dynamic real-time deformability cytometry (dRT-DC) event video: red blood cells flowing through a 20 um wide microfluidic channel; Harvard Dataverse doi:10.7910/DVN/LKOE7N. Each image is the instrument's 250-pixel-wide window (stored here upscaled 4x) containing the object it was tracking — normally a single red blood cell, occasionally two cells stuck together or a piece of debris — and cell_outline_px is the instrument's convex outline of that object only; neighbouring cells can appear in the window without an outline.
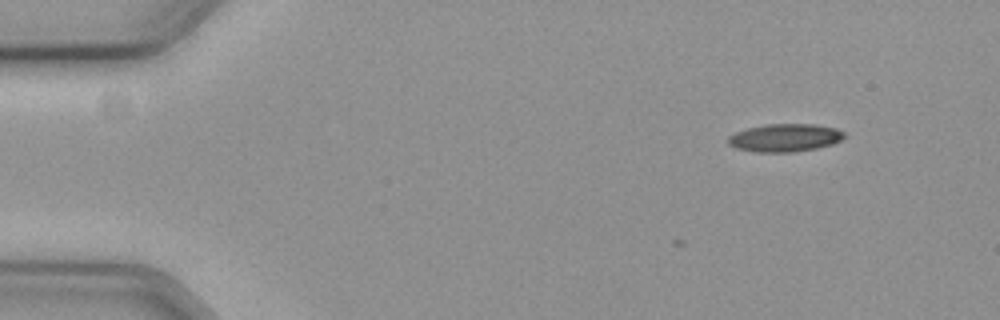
{"species": "common noctule bat (a hibernating species)", "species_latin": "Nyctalus noctula", "temperature_condition": "cold", "stored_images_in_passage": 4, "camera_frame_rate_fps": 3000, "um_per_image_px": 0.085, "animal": {"sex": "female", "body_mass_g": 19.3, "forearm_length_mm": 54.1}, "frame": {"image": 1, "passage_image": 1, "time_ms": 0.0, "image_size_px": [1000, 320], "cell_outline_px": [[848, 136], [832, 144], [816, 148], [792, 152], [756, 152], [736, 148], [728, 144], [728, 136], [736, 132], [748, 128], [768, 124], [812, 124], [836, 128], [844, 132]], "centroid_in_image_um": [66.73, 11.71], "position_along_channel_um": 18.3, "area_um2": 18.84}}